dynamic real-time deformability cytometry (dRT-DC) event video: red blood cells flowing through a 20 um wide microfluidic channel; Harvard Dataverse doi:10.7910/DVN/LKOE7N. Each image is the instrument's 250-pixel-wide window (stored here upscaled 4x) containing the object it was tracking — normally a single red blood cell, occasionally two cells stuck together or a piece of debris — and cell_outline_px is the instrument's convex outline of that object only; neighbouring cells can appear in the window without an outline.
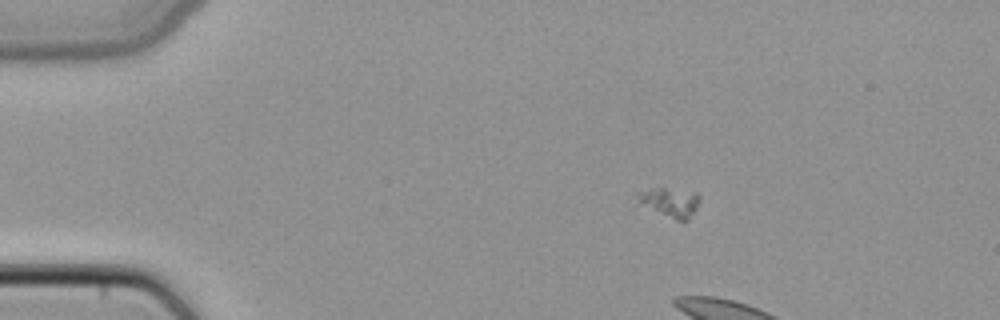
{"species": "common noctule bat (a hibernating species)", "species_latin": "Nyctalus noctula", "temperature_condition": "cold", "stored_images_in_passage": 7, "camera_frame_rate_fps": 3000, "um_per_image_px": 0.085, "animal": {"sex": "female", "body_mass_g": 22.7, "forearm_length_mm": 54.2}, "frame": {"image": 1, "passage_image": 3, "time_ms": 0.667, "image_size_px": [1000, 320], "cell_outline_px": [[700, 200], [696, 208], [688, 220], [676, 220], [640, 204], [636, 192], [652, 188], [664, 188], [696, 192], [700, 196]], "centroid_in_image_um": [56.97, 17.17], "position_along_channel_um": 28.0, "area_um2": 10.4}}